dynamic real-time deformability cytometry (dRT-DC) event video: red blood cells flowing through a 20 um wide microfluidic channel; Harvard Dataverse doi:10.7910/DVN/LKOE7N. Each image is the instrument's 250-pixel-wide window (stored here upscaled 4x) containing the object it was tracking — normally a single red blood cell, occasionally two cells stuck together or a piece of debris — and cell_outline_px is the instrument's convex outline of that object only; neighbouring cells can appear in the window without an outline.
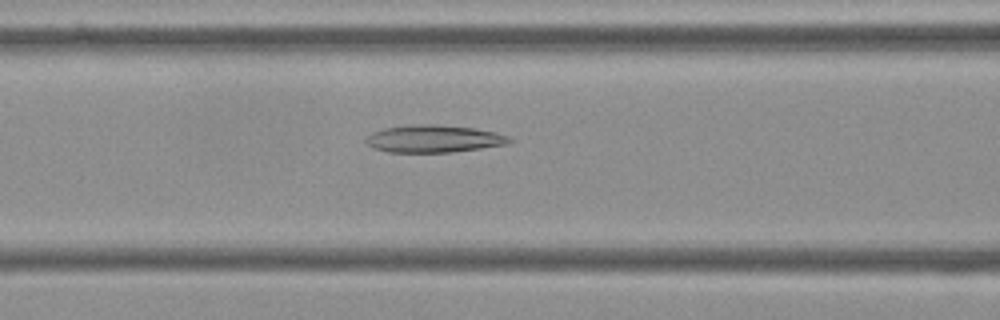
{"species": "Egyptian fruit bat (a non-hibernating species)", "species_latin": "Rousettus aegyptiacus", "temperature_condition": "cold", "stored_images_in_passage": 43, "camera_frame_rate_fps": 3000, "um_per_image_px": 0.085, "frame": {"image": 1, "passage_image": 10, "time_ms": 3.0, "image_size_px": [1000, 320], "cell_outline_px": [[512, 140], [508, 144], [452, 152], [388, 152], [372, 148], [364, 140], [372, 132], [384, 128], [412, 124], [436, 124], [476, 128], [496, 132], [508, 136]], "centroid_in_image_um": [36.86, 11.79], "position_along_channel_um": 129.7, "area_um2": 23.0}}
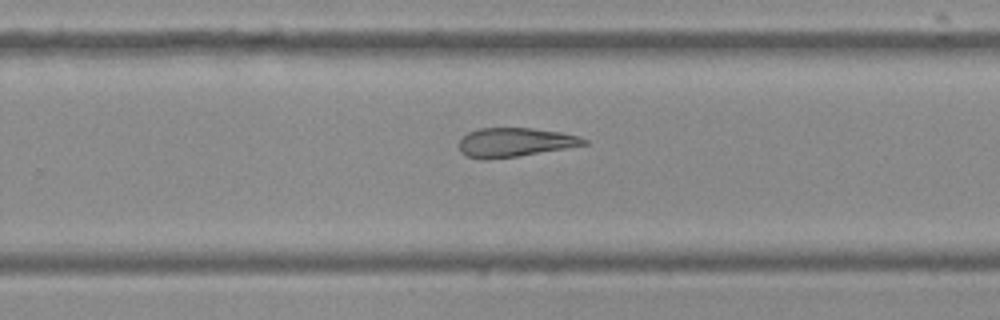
{"frame": {"image": 2, "passage_image": 23, "time_ms": 7.333, "image_size_px": [1000, 320], "cell_outline_px": [[588, 144], [516, 156], [488, 160], [480, 160], [468, 156], [460, 152], [460, 140], [468, 132], [480, 128], [532, 128], [560, 132], [580, 136], [588, 140]], "centroid_in_image_um": [43.75, 12.1], "position_along_channel_um": 286.1, "area_um2": 20.98}}
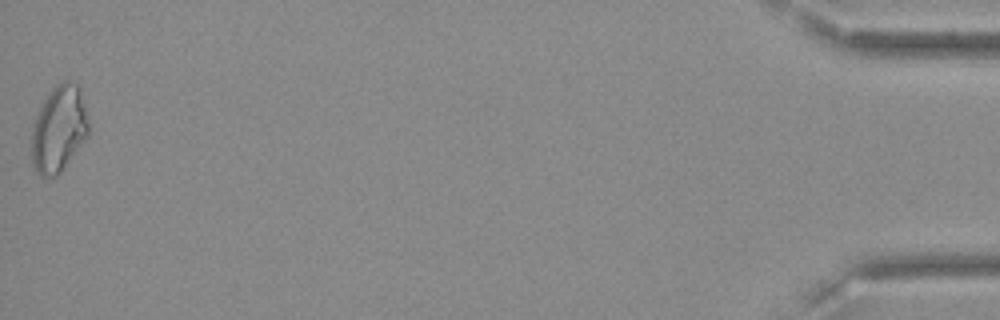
{"frame": {"image": 3, "passage_image": 43, "time_ms": 14.0, "image_size_px": [1000, 320], "cell_outline_px": [[88, 136], [60, 172], [56, 176], [40, 176], [36, 172], [32, 164], [32, 128], [36, 116], [48, 92], [60, 80], [68, 80], [76, 84], [80, 88], [88, 120]], "centroid_in_image_um": [4.99, 10.94], "position_along_channel_um": 430.2, "area_um2": 28.55}}